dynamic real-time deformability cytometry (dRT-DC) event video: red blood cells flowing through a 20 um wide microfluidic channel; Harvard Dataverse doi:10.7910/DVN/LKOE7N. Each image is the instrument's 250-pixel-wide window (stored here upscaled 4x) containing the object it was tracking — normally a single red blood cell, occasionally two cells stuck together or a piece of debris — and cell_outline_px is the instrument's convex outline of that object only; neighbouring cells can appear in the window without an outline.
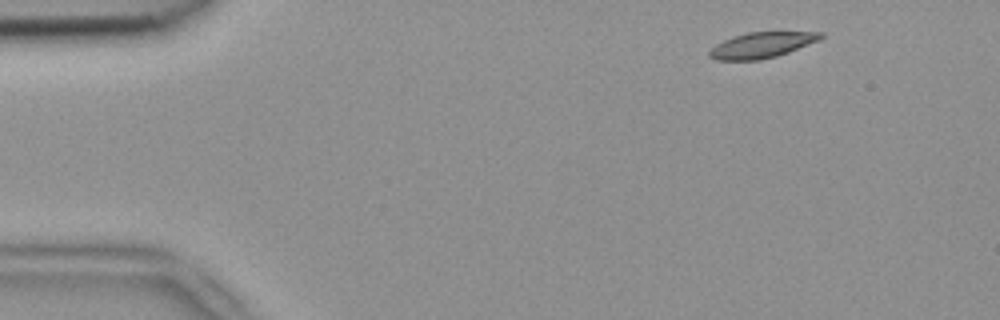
{"species": "common noctule bat (a hibernating species)", "species_latin": "Nyctalus noctula", "temperature_condition": "room temperature", "stored_images_in_passage": 8, "camera_frame_rate_fps": 3000, "um_per_image_px": 0.085, "animal": {"sex": "female", "body_mass_g": 18.4}, "frame": {"image": 1, "passage_image": 1, "time_ms": 0.0, "image_size_px": [1000, 320], "cell_outline_px": [[824, 36], [820, 40], [788, 52], [776, 56], [760, 60], [716, 60], [708, 56], [708, 52], [716, 44], [732, 36], [748, 32], [824, 32]], "centroid_in_image_um": [64.74, 3.83], "position_along_channel_um": 20.3, "area_um2": 16.65}}
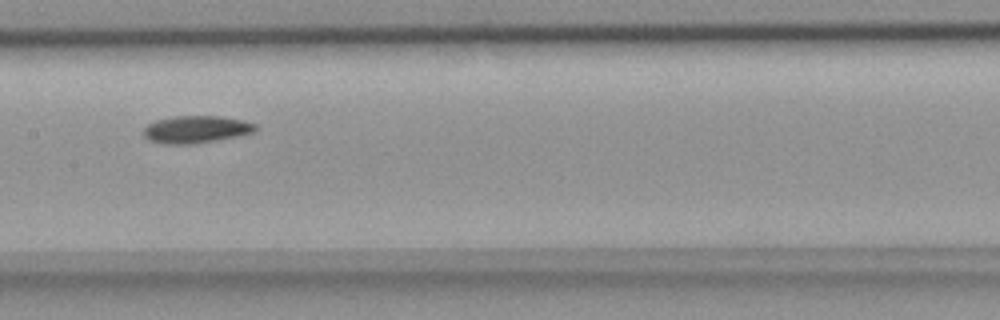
{"frame": {"image": 2, "passage_image": 7, "time_ms": 2.0, "image_size_px": [1000, 320], "cell_outline_px": [[256, 132], [216, 140], [192, 144], [168, 144], [148, 140], [144, 136], [144, 128], [148, 124], [156, 120], [172, 116], [220, 116], [244, 120], [256, 124]], "centroid_in_image_um": [16.67, 10.99], "position_along_channel_um": 190.7, "area_um2": 17.8}}
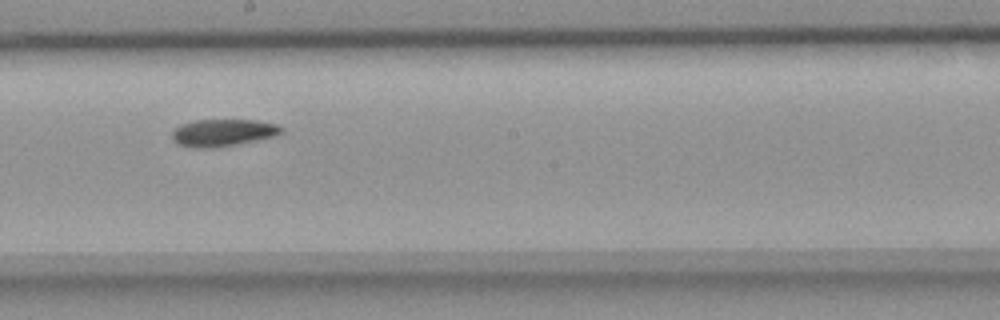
{"frame": {"image": 3, "passage_image": 8, "time_ms": 2.333, "image_size_px": [1000, 320], "cell_outline_px": [[284, 132], [276, 136], [256, 140], [212, 148], [192, 148], [180, 144], [172, 140], [172, 132], [180, 124], [196, 120], [256, 120], [276, 124], [284, 128]], "centroid_in_image_um": [18.96, 11.27], "position_along_channel_um": 229.2, "area_um2": 17.28}}